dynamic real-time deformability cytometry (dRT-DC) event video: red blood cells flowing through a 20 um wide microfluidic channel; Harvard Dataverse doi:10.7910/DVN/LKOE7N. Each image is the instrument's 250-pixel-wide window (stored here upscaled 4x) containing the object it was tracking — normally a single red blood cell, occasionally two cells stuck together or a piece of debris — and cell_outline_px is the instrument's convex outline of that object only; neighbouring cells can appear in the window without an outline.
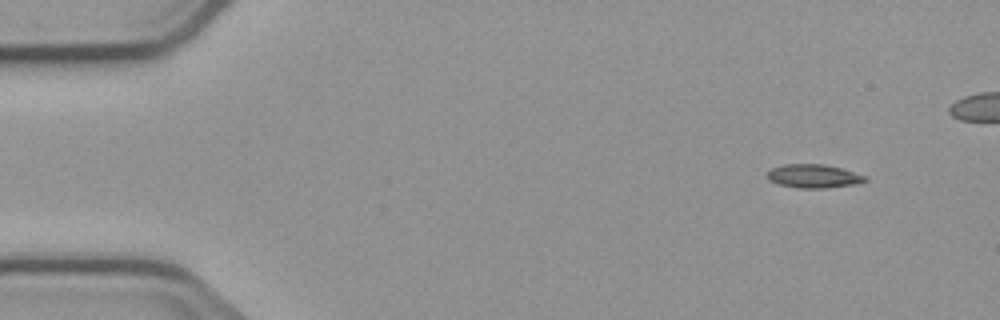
{"species": "common noctule bat (a hibernating species)", "species_latin": "Nyctalus noctula", "temperature_condition": "cold", "stored_images_in_passage": 5, "camera_frame_rate_fps": 3000, "um_per_image_px": 0.085, "animal": {"sex": "male", "body_mass_g": 23.1, "forearm_length_mm": 52.7}, "frame": {"image": 1, "passage_image": 1, "time_ms": 0.0, "image_size_px": [1000, 320], "cell_outline_px": [[868, 180], [860, 184], [824, 188], [796, 188], [776, 184], [768, 180], [764, 176], [772, 168], [784, 164], [824, 164], [840, 168], [868, 176]], "centroid_in_image_um": [69.15, 14.98], "position_along_channel_um": 15.9, "area_um2": 13.76}}